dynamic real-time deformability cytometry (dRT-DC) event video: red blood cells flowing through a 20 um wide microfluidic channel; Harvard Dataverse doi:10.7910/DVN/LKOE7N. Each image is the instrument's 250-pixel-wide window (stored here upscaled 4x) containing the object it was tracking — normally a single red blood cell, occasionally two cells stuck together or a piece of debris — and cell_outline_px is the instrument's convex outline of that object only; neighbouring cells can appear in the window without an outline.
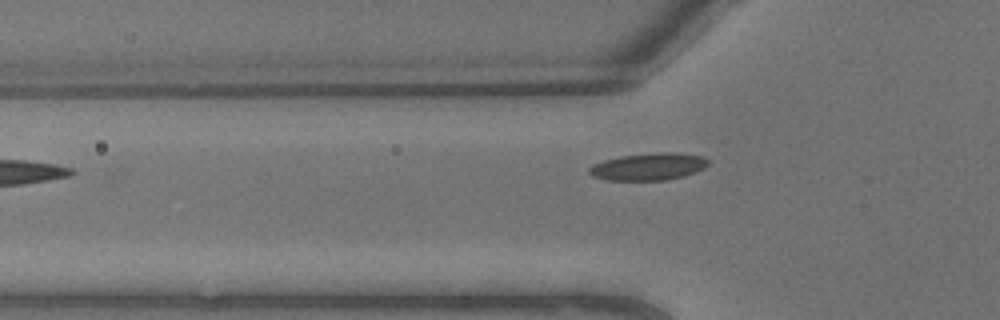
{"species": "common noctule bat (a hibernating species)", "species_latin": "Nyctalus noctula", "temperature_condition": "warm", "stored_images_in_passage": 3, "camera_frame_rate_fps": 3000, "um_per_image_px": 0.085, "animal": {"sex": "male", "body_mass_g": 13.3}, "frame": {"image": 1, "passage_image": 3, "time_ms": 0.667, "image_size_px": [1000, 320], "cell_outline_px": [[708, 164], [704, 168], [696, 172], [684, 176], [664, 180], [608, 180], [592, 176], [588, 172], [588, 168], [592, 164], [604, 160], [620, 156], [660, 152], [676, 152], [700, 156], [708, 160]], "centroid_in_image_um": [55.1, 14.16], "position_along_channel_um": 70.7, "area_um2": 18.84}}